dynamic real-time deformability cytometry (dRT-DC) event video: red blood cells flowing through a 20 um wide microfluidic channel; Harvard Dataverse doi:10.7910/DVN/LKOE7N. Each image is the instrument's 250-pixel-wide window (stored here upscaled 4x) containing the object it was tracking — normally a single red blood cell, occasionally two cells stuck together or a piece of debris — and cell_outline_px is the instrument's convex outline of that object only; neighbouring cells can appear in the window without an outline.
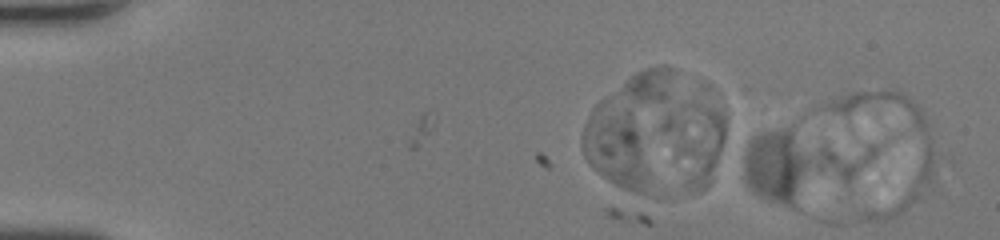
{"species": "human", "species_latin": "Homo sapiens", "temperature_condition": "room temperature", "stored_images_in_passage": 6, "camera_frame_rate_fps": 3000, "um_per_image_px": 0.085, "donor": {"sex": "female"}, "frame": {"image": 1, "passage_image": 1, "time_ms": 0.0, "image_size_px": [1000, 240], "cell_outline_px": [[876, 152], [848, 180], [796, 208], [760, 196], [744, 180], [744, 156], [748, 144], [756, 136], [764, 132], [784, 128], [792, 128], [872, 144], [876, 148]], "centroid_in_image_um": [68.1, 13.95], "position_along_channel_um": 16.9, "area_um2": 51.56}}